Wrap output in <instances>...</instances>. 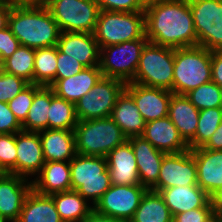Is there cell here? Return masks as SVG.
Returning a JSON list of instances; mask_svg holds the SVG:
<instances>
[{
    "instance_id": "cell-6",
    "label": "cell",
    "mask_w": 222,
    "mask_h": 222,
    "mask_svg": "<svg viewBox=\"0 0 222 222\" xmlns=\"http://www.w3.org/2000/svg\"><path fill=\"white\" fill-rule=\"evenodd\" d=\"M93 34L100 48L135 39H147L145 14L100 10Z\"/></svg>"
},
{
    "instance_id": "cell-37",
    "label": "cell",
    "mask_w": 222,
    "mask_h": 222,
    "mask_svg": "<svg viewBox=\"0 0 222 222\" xmlns=\"http://www.w3.org/2000/svg\"><path fill=\"white\" fill-rule=\"evenodd\" d=\"M42 86L30 83L26 88H24L19 94H17L12 100L7 104L9 109L13 112L16 119L22 124L27 115L28 111L32 105L34 94Z\"/></svg>"
},
{
    "instance_id": "cell-8",
    "label": "cell",
    "mask_w": 222,
    "mask_h": 222,
    "mask_svg": "<svg viewBox=\"0 0 222 222\" xmlns=\"http://www.w3.org/2000/svg\"><path fill=\"white\" fill-rule=\"evenodd\" d=\"M148 39H135L100 48L103 77L116 78L125 84L134 80L139 59Z\"/></svg>"
},
{
    "instance_id": "cell-50",
    "label": "cell",
    "mask_w": 222,
    "mask_h": 222,
    "mask_svg": "<svg viewBox=\"0 0 222 222\" xmlns=\"http://www.w3.org/2000/svg\"><path fill=\"white\" fill-rule=\"evenodd\" d=\"M203 222H222V217L214 212H211Z\"/></svg>"
},
{
    "instance_id": "cell-19",
    "label": "cell",
    "mask_w": 222,
    "mask_h": 222,
    "mask_svg": "<svg viewBox=\"0 0 222 222\" xmlns=\"http://www.w3.org/2000/svg\"><path fill=\"white\" fill-rule=\"evenodd\" d=\"M106 159L112 185L141 184L135 154L128 140L110 151Z\"/></svg>"
},
{
    "instance_id": "cell-42",
    "label": "cell",
    "mask_w": 222,
    "mask_h": 222,
    "mask_svg": "<svg viewBox=\"0 0 222 222\" xmlns=\"http://www.w3.org/2000/svg\"><path fill=\"white\" fill-rule=\"evenodd\" d=\"M20 131H22V126L8 104L0 102V134H16Z\"/></svg>"
},
{
    "instance_id": "cell-9",
    "label": "cell",
    "mask_w": 222,
    "mask_h": 222,
    "mask_svg": "<svg viewBox=\"0 0 222 222\" xmlns=\"http://www.w3.org/2000/svg\"><path fill=\"white\" fill-rule=\"evenodd\" d=\"M44 5L61 32L94 33L100 11L95 0H48Z\"/></svg>"
},
{
    "instance_id": "cell-16",
    "label": "cell",
    "mask_w": 222,
    "mask_h": 222,
    "mask_svg": "<svg viewBox=\"0 0 222 222\" xmlns=\"http://www.w3.org/2000/svg\"><path fill=\"white\" fill-rule=\"evenodd\" d=\"M16 152V175L32 181L45 164L39 132H17Z\"/></svg>"
},
{
    "instance_id": "cell-52",
    "label": "cell",
    "mask_w": 222,
    "mask_h": 222,
    "mask_svg": "<svg viewBox=\"0 0 222 222\" xmlns=\"http://www.w3.org/2000/svg\"><path fill=\"white\" fill-rule=\"evenodd\" d=\"M0 222H8L0 215Z\"/></svg>"
},
{
    "instance_id": "cell-38",
    "label": "cell",
    "mask_w": 222,
    "mask_h": 222,
    "mask_svg": "<svg viewBox=\"0 0 222 222\" xmlns=\"http://www.w3.org/2000/svg\"><path fill=\"white\" fill-rule=\"evenodd\" d=\"M16 134H0V174L16 175Z\"/></svg>"
},
{
    "instance_id": "cell-21",
    "label": "cell",
    "mask_w": 222,
    "mask_h": 222,
    "mask_svg": "<svg viewBox=\"0 0 222 222\" xmlns=\"http://www.w3.org/2000/svg\"><path fill=\"white\" fill-rule=\"evenodd\" d=\"M102 77L99 66L85 67L69 78L55 79L49 87L56 96L76 104Z\"/></svg>"
},
{
    "instance_id": "cell-32",
    "label": "cell",
    "mask_w": 222,
    "mask_h": 222,
    "mask_svg": "<svg viewBox=\"0 0 222 222\" xmlns=\"http://www.w3.org/2000/svg\"><path fill=\"white\" fill-rule=\"evenodd\" d=\"M77 123L75 104L56 96L50 88L48 129L74 130Z\"/></svg>"
},
{
    "instance_id": "cell-20",
    "label": "cell",
    "mask_w": 222,
    "mask_h": 222,
    "mask_svg": "<svg viewBox=\"0 0 222 222\" xmlns=\"http://www.w3.org/2000/svg\"><path fill=\"white\" fill-rule=\"evenodd\" d=\"M142 137L166 154L179 153L189 149L168 116L146 122Z\"/></svg>"
},
{
    "instance_id": "cell-4",
    "label": "cell",
    "mask_w": 222,
    "mask_h": 222,
    "mask_svg": "<svg viewBox=\"0 0 222 222\" xmlns=\"http://www.w3.org/2000/svg\"><path fill=\"white\" fill-rule=\"evenodd\" d=\"M210 81L211 51L198 45L174 49V94L185 95Z\"/></svg>"
},
{
    "instance_id": "cell-29",
    "label": "cell",
    "mask_w": 222,
    "mask_h": 222,
    "mask_svg": "<svg viewBox=\"0 0 222 222\" xmlns=\"http://www.w3.org/2000/svg\"><path fill=\"white\" fill-rule=\"evenodd\" d=\"M51 196L63 222H82L94 210V206L76 190L57 192Z\"/></svg>"
},
{
    "instance_id": "cell-14",
    "label": "cell",
    "mask_w": 222,
    "mask_h": 222,
    "mask_svg": "<svg viewBox=\"0 0 222 222\" xmlns=\"http://www.w3.org/2000/svg\"><path fill=\"white\" fill-rule=\"evenodd\" d=\"M125 90L133 97L145 122L168 116L169 102L173 92L155 87H146L134 82L126 83Z\"/></svg>"
},
{
    "instance_id": "cell-18",
    "label": "cell",
    "mask_w": 222,
    "mask_h": 222,
    "mask_svg": "<svg viewBox=\"0 0 222 222\" xmlns=\"http://www.w3.org/2000/svg\"><path fill=\"white\" fill-rule=\"evenodd\" d=\"M135 154L140 183L151 189L158 181L163 157L166 153L155 148L142 136L128 138Z\"/></svg>"
},
{
    "instance_id": "cell-1",
    "label": "cell",
    "mask_w": 222,
    "mask_h": 222,
    "mask_svg": "<svg viewBox=\"0 0 222 222\" xmlns=\"http://www.w3.org/2000/svg\"><path fill=\"white\" fill-rule=\"evenodd\" d=\"M144 14L149 42L174 49L197 46L189 0H147Z\"/></svg>"
},
{
    "instance_id": "cell-36",
    "label": "cell",
    "mask_w": 222,
    "mask_h": 222,
    "mask_svg": "<svg viewBox=\"0 0 222 222\" xmlns=\"http://www.w3.org/2000/svg\"><path fill=\"white\" fill-rule=\"evenodd\" d=\"M185 95L199 111L222 107V88L212 81L200 85Z\"/></svg>"
},
{
    "instance_id": "cell-27",
    "label": "cell",
    "mask_w": 222,
    "mask_h": 222,
    "mask_svg": "<svg viewBox=\"0 0 222 222\" xmlns=\"http://www.w3.org/2000/svg\"><path fill=\"white\" fill-rule=\"evenodd\" d=\"M199 113L200 111L189 101L186 95L172 94L168 117L186 143L195 136Z\"/></svg>"
},
{
    "instance_id": "cell-45",
    "label": "cell",
    "mask_w": 222,
    "mask_h": 222,
    "mask_svg": "<svg viewBox=\"0 0 222 222\" xmlns=\"http://www.w3.org/2000/svg\"><path fill=\"white\" fill-rule=\"evenodd\" d=\"M211 81L222 88V49L211 51Z\"/></svg>"
},
{
    "instance_id": "cell-43",
    "label": "cell",
    "mask_w": 222,
    "mask_h": 222,
    "mask_svg": "<svg viewBox=\"0 0 222 222\" xmlns=\"http://www.w3.org/2000/svg\"><path fill=\"white\" fill-rule=\"evenodd\" d=\"M20 46L8 26L0 30V63L12 56Z\"/></svg>"
},
{
    "instance_id": "cell-46",
    "label": "cell",
    "mask_w": 222,
    "mask_h": 222,
    "mask_svg": "<svg viewBox=\"0 0 222 222\" xmlns=\"http://www.w3.org/2000/svg\"><path fill=\"white\" fill-rule=\"evenodd\" d=\"M208 150H222V122L208 142L202 147Z\"/></svg>"
},
{
    "instance_id": "cell-2",
    "label": "cell",
    "mask_w": 222,
    "mask_h": 222,
    "mask_svg": "<svg viewBox=\"0 0 222 222\" xmlns=\"http://www.w3.org/2000/svg\"><path fill=\"white\" fill-rule=\"evenodd\" d=\"M8 27L22 46L32 49L57 46L60 29L44 4L15 3Z\"/></svg>"
},
{
    "instance_id": "cell-11",
    "label": "cell",
    "mask_w": 222,
    "mask_h": 222,
    "mask_svg": "<svg viewBox=\"0 0 222 222\" xmlns=\"http://www.w3.org/2000/svg\"><path fill=\"white\" fill-rule=\"evenodd\" d=\"M125 83L116 78L102 77L76 104L78 121L110 117Z\"/></svg>"
},
{
    "instance_id": "cell-40",
    "label": "cell",
    "mask_w": 222,
    "mask_h": 222,
    "mask_svg": "<svg viewBox=\"0 0 222 222\" xmlns=\"http://www.w3.org/2000/svg\"><path fill=\"white\" fill-rule=\"evenodd\" d=\"M99 10L117 12H144L147 0H95Z\"/></svg>"
},
{
    "instance_id": "cell-12",
    "label": "cell",
    "mask_w": 222,
    "mask_h": 222,
    "mask_svg": "<svg viewBox=\"0 0 222 222\" xmlns=\"http://www.w3.org/2000/svg\"><path fill=\"white\" fill-rule=\"evenodd\" d=\"M146 190L147 188L141 184L111 185L95 204L94 210L101 215L129 222Z\"/></svg>"
},
{
    "instance_id": "cell-47",
    "label": "cell",
    "mask_w": 222,
    "mask_h": 222,
    "mask_svg": "<svg viewBox=\"0 0 222 222\" xmlns=\"http://www.w3.org/2000/svg\"><path fill=\"white\" fill-rule=\"evenodd\" d=\"M15 3L8 0H0V30L8 26V16Z\"/></svg>"
},
{
    "instance_id": "cell-3",
    "label": "cell",
    "mask_w": 222,
    "mask_h": 222,
    "mask_svg": "<svg viewBox=\"0 0 222 222\" xmlns=\"http://www.w3.org/2000/svg\"><path fill=\"white\" fill-rule=\"evenodd\" d=\"M74 134L76 152L86 156L106 157L128 140L111 117L78 121Z\"/></svg>"
},
{
    "instance_id": "cell-7",
    "label": "cell",
    "mask_w": 222,
    "mask_h": 222,
    "mask_svg": "<svg viewBox=\"0 0 222 222\" xmlns=\"http://www.w3.org/2000/svg\"><path fill=\"white\" fill-rule=\"evenodd\" d=\"M174 48L148 42L141 53L132 82L173 92Z\"/></svg>"
},
{
    "instance_id": "cell-33",
    "label": "cell",
    "mask_w": 222,
    "mask_h": 222,
    "mask_svg": "<svg viewBox=\"0 0 222 222\" xmlns=\"http://www.w3.org/2000/svg\"><path fill=\"white\" fill-rule=\"evenodd\" d=\"M57 46L35 49L33 84L49 87L56 79Z\"/></svg>"
},
{
    "instance_id": "cell-31",
    "label": "cell",
    "mask_w": 222,
    "mask_h": 222,
    "mask_svg": "<svg viewBox=\"0 0 222 222\" xmlns=\"http://www.w3.org/2000/svg\"><path fill=\"white\" fill-rule=\"evenodd\" d=\"M50 107V87L42 86L35 94L32 105L25 121L21 124L22 130L40 132L48 129V114Z\"/></svg>"
},
{
    "instance_id": "cell-41",
    "label": "cell",
    "mask_w": 222,
    "mask_h": 222,
    "mask_svg": "<svg viewBox=\"0 0 222 222\" xmlns=\"http://www.w3.org/2000/svg\"><path fill=\"white\" fill-rule=\"evenodd\" d=\"M85 68L78 60L62 53L57 48L56 79H65L80 73Z\"/></svg>"
},
{
    "instance_id": "cell-25",
    "label": "cell",
    "mask_w": 222,
    "mask_h": 222,
    "mask_svg": "<svg viewBox=\"0 0 222 222\" xmlns=\"http://www.w3.org/2000/svg\"><path fill=\"white\" fill-rule=\"evenodd\" d=\"M32 188L43 195L71 190L70 162H45L40 173L32 179Z\"/></svg>"
},
{
    "instance_id": "cell-17",
    "label": "cell",
    "mask_w": 222,
    "mask_h": 222,
    "mask_svg": "<svg viewBox=\"0 0 222 222\" xmlns=\"http://www.w3.org/2000/svg\"><path fill=\"white\" fill-rule=\"evenodd\" d=\"M57 48L85 67L100 64V47L93 33L60 32Z\"/></svg>"
},
{
    "instance_id": "cell-26",
    "label": "cell",
    "mask_w": 222,
    "mask_h": 222,
    "mask_svg": "<svg viewBox=\"0 0 222 222\" xmlns=\"http://www.w3.org/2000/svg\"><path fill=\"white\" fill-rule=\"evenodd\" d=\"M110 117L127 138L142 136L146 122L125 89L118 96Z\"/></svg>"
},
{
    "instance_id": "cell-34",
    "label": "cell",
    "mask_w": 222,
    "mask_h": 222,
    "mask_svg": "<svg viewBox=\"0 0 222 222\" xmlns=\"http://www.w3.org/2000/svg\"><path fill=\"white\" fill-rule=\"evenodd\" d=\"M34 59L35 49L21 45L12 56L1 63V70L33 84Z\"/></svg>"
},
{
    "instance_id": "cell-30",
    "label": "cell",
    "mask_w": 222,
    "mask_h": 222,
    "mask_svg": "<svg viewBox=\"0 0 222 222\" xmlns=\"http://www.w3.org/2000/svg\"><path fill=\"white\" fill-rule=\"evenodd\" d=\"M172 219L173 216L161 194L147 189L129 222H172Z\"/></svg>"
},
{
    "instance_id": "cell-23",
    "label": "cell",
    "mask_w": 222,
    "mask_h": 222,
    "mask_svg": "<svg viewBox=\"0 0 222 222\" xmlns=\"http://www.w3.org/2000/svg\"><path fill=\"white\" fill-rule=\"evenodd\" d=\"M171 215L211 207L210 196L199 185L176 186L159 191Z\"/></svg>"
},
{
    "instance_id": "cell-5",
    "label": "cell",
    "mask_w": 222,
    "mask_h": 222,
    "mask_svg": "<svg viewBox=\"0 0 222 222\" xmlns=\"http://www.w3.org/2000/svg\"><path fill=\"white\" fill-rule=\"evenodd\" d=\"M71 190L95 204L111 187L106 157L76 154L70 161Z\"/></svg>"
},
{
    "instance_id": "cell-35",
    "label": "cell",
    "mask_w": 222,
    "mask_h": 222,
    "mask_svg": "<svg viewBox=\"0 0 222 222\" xmlns=\"http://www.w3.org/2000/svg\"><path fill=\"white\" fill-rule=\"evenodd\" d=\"M222 122V107L200 110L195 136L187 143L188 148L203 147Z\"/></svg>"
},
{
    "instance_id": "cell-24",
    "label": "cell",
    "mask_w": 222,
    "mask_h": 222,
    "mask_svg": "<svg viewBox=\"0 0 222 222\" xmlns=\"http://www.w3.org/2000/svg\"><path fill=\"white\" fill-rule=\"evenodd\" d=\"M45 162H70L77 154L74 130L45 129L39 132Z\"/></svg>"
},
{
    "instance_id": "cell-15",
    "label": "cell",
    "mask_w": 222,
    "mask_h": 222,
    "mask_svg": "<svg viewBox=\"0 0 222 222\" xmlns=\"http://www.w3.org/2000/svg\"><path fill=\"white\" fill-rule=\"evenodd\" d=\"M32 181L11 174H0V215L8 222H17Z\"/></svg>"
},
{
    "instance_id": "cell-13",
    "label": "cell",
    "mask_w": 222,
    "mask_h": 222,
    "mask_svg": "<svg viewBox=\"0 0 222 222\" xmlns=\"http://www.w3.org/2000/svg\"><path fill=\"white\" fill-rule=\"evenodd\" d=\"M197 185V168L190 149L179 153H168L163 157L157 183L151 190Z\"/></svg>"
},
{
    "instance_id": "cell-28",
    "label": "cell",
    "mask_w": 222,
    "mask_h": 222,
    "mask_svg": "<svg viewBox=\"0 0 222 222\" xmlns=\"http://www.w3.org/2000/svg\"><path fill=\"white\" fill-rule=\"evenodd\" d=\"M17 222H63L51 195H43L33 188L26 196Z\"/></svg>"
},
{
    "instance_id": "cell-51",
    "label": "cell",
    "mask_w": 222,
    "mask_h": 222,
    "mask_svg": "<svg viewBox=\"0 0 222 222\" xmlns=\"http://www.w3.org/2000/svg\"><path fill=\"white\" fill-rule=\"evenodd\" d=\"M48 0H17V3L22 4H45Z\"/></svg>"
},
{
    "instance_id": "cell-10",
    "label": "cell",
    "mask_w": 222,
    "mask_h": 222,
    "mask_svg": "<svg viewBox=\"0 0 222 222\" xmlns=\"http://www.w3.org/2000/svg\"><path fill=\"white\" fill-rule=\"evenodd\" d=\"M197 45L209 51L222 49V0H189Z\"/></svg>"
},
{
    "instance_id": "cell-44",
    "label": "cell",
    "mask_w": 222,
    "mask_h": 222,
    "mask_svg": "<svg viewBox=\"0 0 222 222\" xmlns=\"http://www.w3.org/2000/svg\"><path fill=\"white\" fill-rule=\"evenodd\" d=\"M212 212L211 207L196 208L173 215L172 222H203Z\"/></svg>"
},
{
    "instance_id": "cell-48",
    "label": "cell",
    "mask_w": 222,
    "mask_h": 222,
    "mask_svg": "<svg viewBox=\"0 0 222 222\" xmlns=\"http://www.w3.org/2000/svg\"><path fill=\"white\" fill-rule=\"evenodd\" d=\"M212 212L222 217V185L210 195Z\"/></svg>"
},
{
    "instance_id": "cell-22",
    "label": "cell",
    "mask_w": 222,
    "mask_h": 222,
    "mask_svg": "<svg viewBox=\"0 0 222 222\" xmlns=\"http://www.w3.org/2000/svg\"><path fill=\"white\" fill-rule=\"evenodd\" d=\"M197 168V185L209 196L222 185V150L191 149Z\"/></svg>"
},
{
    "instance_id": "cell-49",
    "label": "cell",
    "mask_w": 222,
    "mask_h": 222,
    "mask_svg": "<svg viewBox=\"0 0 222 222\" xmlns=\"http://www.w3.org/2000/svg\"><path fill=\"white\" fill-rule=\"evenodd\" d=\"M82 222H123L121 220L101 215L93 210Z\"/></svg>"
},
{
    "instance_id": "cell-39",
    "label": "cell",
    "mask_w": 222,
    "mask_h": 222,
    "mask_svg": "<svg viewBox=\"0 0 222 222\" xmlns=\"http://www.w3.org/2000/svg\"><path fill=\"white\" fill-rule=\"evenodd\" d=\"M29 84L19 76L0 70V102L8 103Z\"/></svg>"
}]
</instances>
